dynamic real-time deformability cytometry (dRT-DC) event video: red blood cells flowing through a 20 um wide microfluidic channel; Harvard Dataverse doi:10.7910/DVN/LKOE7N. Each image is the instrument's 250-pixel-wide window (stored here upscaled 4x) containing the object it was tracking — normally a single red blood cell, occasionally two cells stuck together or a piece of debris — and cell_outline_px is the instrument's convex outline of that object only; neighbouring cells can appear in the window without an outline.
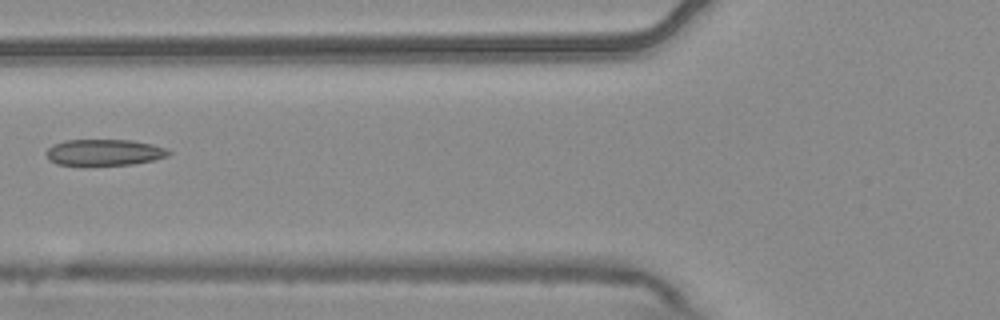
{"species": "common noctule bat (a hibernating species)", "species_latin": "Nyctalus noctula", "temperature_condition": "warm", "stored_images_in_passage": 7, "camera_frame_rate_fps": 3000, "um_per_image_px": 0.085, "animal": {"sex": "male", "body_mass_g": 20.4}, "frame": {"image": 1, "passage_image": 7, "time_ms": 2.0, "image_size_px": [1000, 320], "cell_outline_px": [[172, 152], [168, 156], [152, 160], [132, 164], [84, 168], [56, 164], [48, 160], [44, 152], [52, 144], [64, 140], [132, 140], [152, 144], [164, 148]], "centroid_in_image_um": [8.75, 13.0], "position_along_channel_um": 117.0, "area_um2": 19.65}}